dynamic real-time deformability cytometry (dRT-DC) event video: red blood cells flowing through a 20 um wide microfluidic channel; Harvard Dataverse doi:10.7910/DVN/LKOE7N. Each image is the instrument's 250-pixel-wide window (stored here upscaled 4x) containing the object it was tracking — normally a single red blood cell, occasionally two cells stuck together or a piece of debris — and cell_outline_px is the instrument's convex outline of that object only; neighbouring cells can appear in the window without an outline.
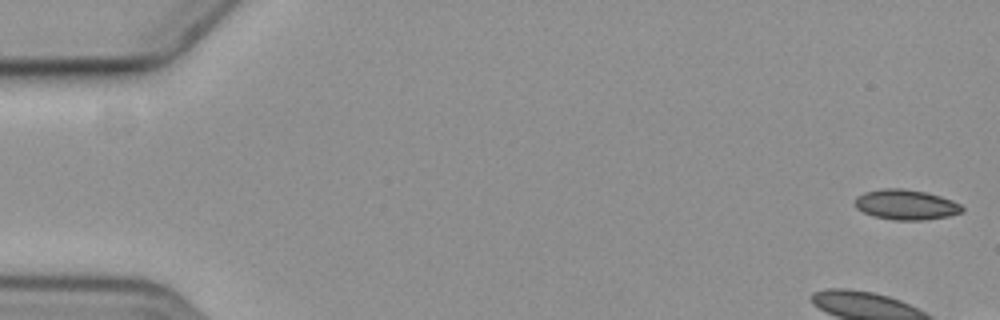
{"species": "common noctule bat (a hibernating species)", "species_latin": "Nyctalus noctula", "temperature_condition": "cold", "stored_images_in_passage": 5, "camera_frame_rate_fps": 3000, "um_per_image_px": 0.085, "animal": {"sex": "female", "body_mass_g": 19.3, "forearm_length_mm": 54.1}, "frame": {"image": 1, "passage_image": 1, "time_ms": 0.0, "image_size_px": [1000, 320], "cell_outline_px": [[964, 212], [948, 216], [924, 220], [896, 220], [872, 216], [856, 208], [856, 196], [864, 192], [884, 188], [904, 188], [924, 192], [940, 196], [952, 200], [960, 204], [964, 208]], "centroid_in_image_um": [77.02, 17.4], "position_along_channel_um": 8.0, "area_um2": 18.84}}